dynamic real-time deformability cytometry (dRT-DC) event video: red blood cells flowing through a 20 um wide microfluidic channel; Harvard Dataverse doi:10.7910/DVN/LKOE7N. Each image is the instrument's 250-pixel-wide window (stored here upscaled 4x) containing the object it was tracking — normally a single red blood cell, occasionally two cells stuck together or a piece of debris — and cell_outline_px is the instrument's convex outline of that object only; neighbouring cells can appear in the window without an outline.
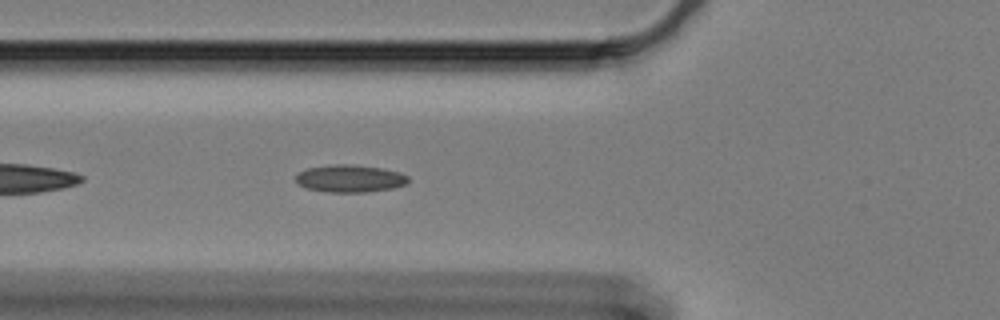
{"species": "Egyptian fruit bat (a non-hibernating species)", "species_latin": "Rousettus aegyptiacus", "temperature_condition": "cold", "stored_images_in_passage": 41, "camera_frame_rate_fps": 3000, "um_per_image_px": 0.085, "animal": {"sex": "female"}, "frame": {"image": 1, "passage_image": 6, "time_ms": 1.667, "image_size_px": [1000, 320], "cell_outline_px": [[408, 184], [392, 188], [368, 192], [328, 192], [308, 188], [300, 184], [296, 180], [296, 176], [300, 172], [308, 168], [332, 164], [352, 164], [384, 168], [400, 172], [408, 176]], "centroid_in_image_um": [29.8, 15.16], "position_along_channel_um": 96.0, "area_um2": 17.98}}
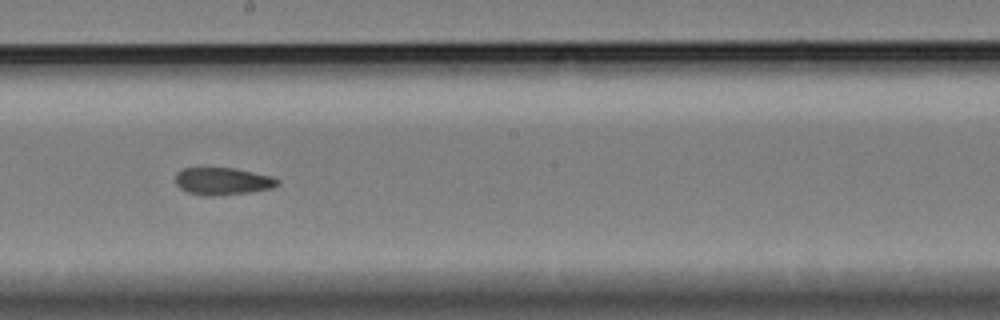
{"frame": {"image": 2, "passage_image": 18, "time_ms": 5.667, "image_size_px": [1000, 320], "cell_outline_px": [[280, 184], [272, 188], [248, 192], [216, 196], [204, 196], [188, 192], [180, 188], [176, 184], [176, 172], [184, 168], [232, 168], [272, 176], [280, 180]], "centroid_in_image_um": [18.93, 15.41], "position_along_channel_um": 229.3, "area_um2": 16.24}}
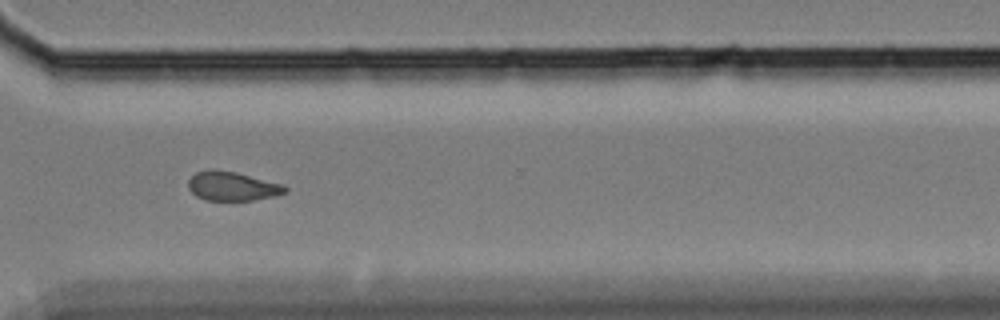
{"frame": {"image": 3, "passage_image": 29, "time_ms": 9.333, "image_size_px": [1000, 320], "cell_outline_px": [[288, 192], [276, 196], [252, 200], [204, 200], [196, 196], [188, 188], [188, 180], [196, 172], [236, 172], [284, 184], [288, 188]], "centroid_in_image_um": [19.81, 15.86], "position_along_channel_um": 350.8, "area_um2": 16.07}, "authors_computed_cell_mechanics": {"area_um2": 17.1088, "velocity_mm_per_s": 3.3233, "shape_relaxation_time_tau1_ms": null, "shape_relaxation_time_tau2_ms": 5.1239, "deformation_change_tau1": null, "deformation_change_tau2": 0.1085}}